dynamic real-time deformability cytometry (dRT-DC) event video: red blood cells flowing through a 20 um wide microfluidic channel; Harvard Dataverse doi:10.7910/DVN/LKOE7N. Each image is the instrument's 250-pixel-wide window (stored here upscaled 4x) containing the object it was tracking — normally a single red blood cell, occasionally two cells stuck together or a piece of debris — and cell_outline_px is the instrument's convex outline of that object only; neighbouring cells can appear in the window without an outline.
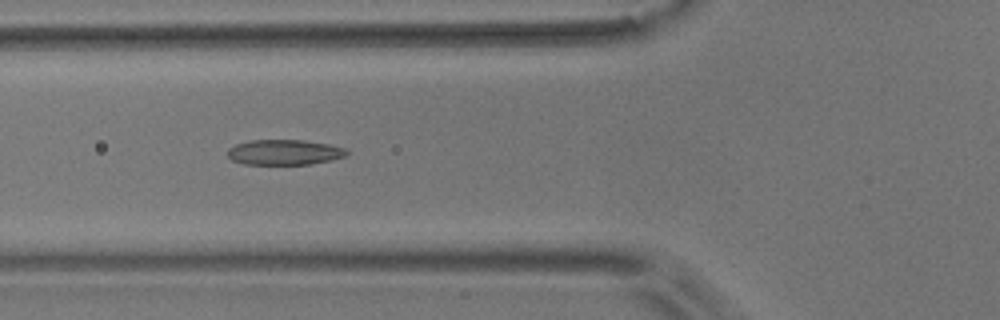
{"species": "common noctule bat (a hibernating species)", "species_latin": "Nyctalus noctula", "temperature_condition": "room temperature", "stored_images_in_passage": 54, "camera_frame_rate_fps": 3000, "um_per_image_px": 0.085, "animal": {"sex": "male", "body_mass_g": 17.9}, "frame": {"image": 1, "passage_image": 20, "time_ms": 6.333, "image_size_px": [1000, 320], "cell_outline_px": [[348, 156], [332, 160], [312, 164], [244, 164], [232, 160], [228, 156], [228, 148], [236, 144], [248, 140], [304, 140], [328, 144], [344, 148], [348, 152]], "centroid_in_image_um": [24.18, 12.94], "position_along_channel_um": 101.6, "area_um2": 17.63}}
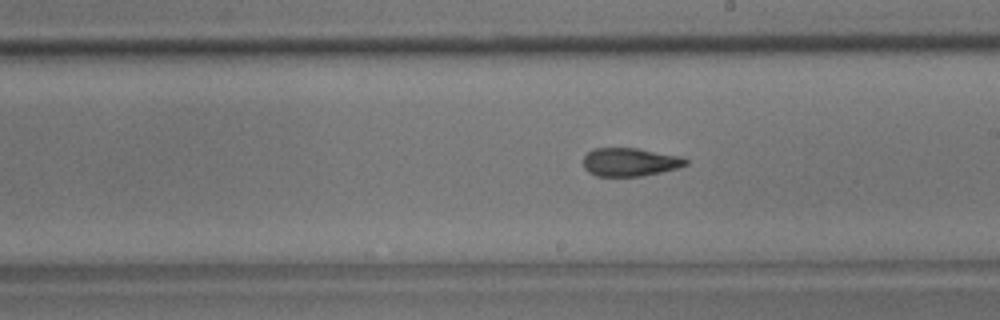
{"frame": {"image": 2, "passage_image": 31, "time_ms": 10.0, "image_size_px": [1000, 320], "cell_outline_px": [[688, 164], [676, 168], [660, 172], [640, 176], [596, 176], [588, 172], [584, 168], [584, 156], [592, 148], [636, 148], [680, 156], [688, 160]], "centroid_in_image_um": [53.51, 13.77], "position_along_channel_um": 235.5, "area_um2": 16.82}}
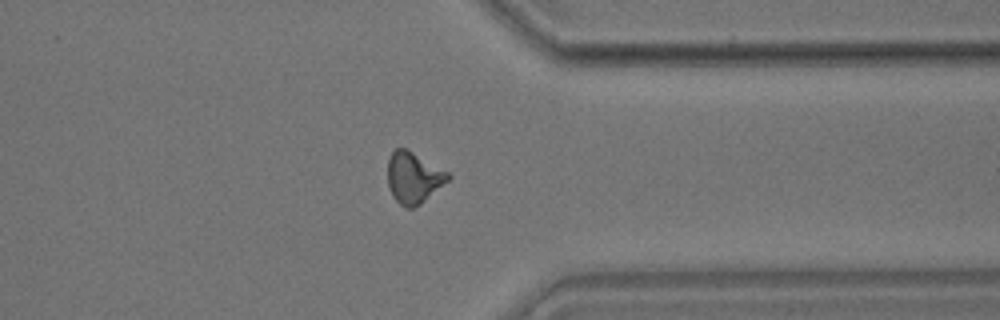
{"frame": {"image": 3, "passage_image": 43, "time_ms": 14.0, "image_size_px": [1000, 320], "cell_outline_px": [[452, 176], [448, 180], [420, 204], [412, 208], [404, 208], [392, 196], [388, 188], [388, 160], [392, 152], [396, 148], [404, 148], [412, 152], [448, 172]], "centroid_in_image_um": [35.12, 15.11], "position_along_channel_um": 376.3, "area_um2": 17.74}, "authors_computed_cell_mechanics": {"area_um2": 17.6579, "velocity_mm_per_s": 3.641, "shape_relaxation_time_tau1_ms": 7.7521, "shape_relaxation_time_tau2_ms": 2.4431, "deformation_change_tau1": 0.1935, "deformation_change_tau2": 0.107}}